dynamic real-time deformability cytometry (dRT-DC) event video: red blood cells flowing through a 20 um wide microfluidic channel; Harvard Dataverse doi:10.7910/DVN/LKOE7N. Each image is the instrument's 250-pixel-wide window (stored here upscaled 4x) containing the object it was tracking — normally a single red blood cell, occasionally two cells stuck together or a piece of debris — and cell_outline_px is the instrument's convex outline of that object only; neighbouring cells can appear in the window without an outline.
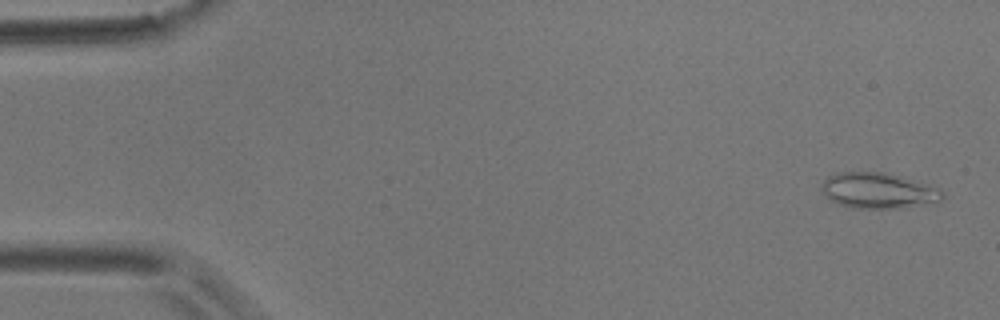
{"species": "common noctule bat (a hibernating species)", "species_latin": "Nyctalus noctula", "temperature_condition": "room temperature", "stored_images_in_passage": 56, "camera_frame_rate_fps": 3000, "um_per_image_px": 0.085, "animal": {"sex": "male", "body_mass_g": 17.9}, "frame": {"image": 1, "passage_image": 2, "time_ms": 0.333, "image_size_px": [1000, 320], "cell_outline_px": [[944, 196], [936, 204], [900, 208], [852, 208], [840, 204], [832, 200], [824, 192], [820, 184], [828, 176], [836, 172], [884, 172], [940, 188], [944, 192]], "centroid_in_image_um": [74.7, 16.21], "position_along_channel_um": 10.3, "area_um2": 25.14}}
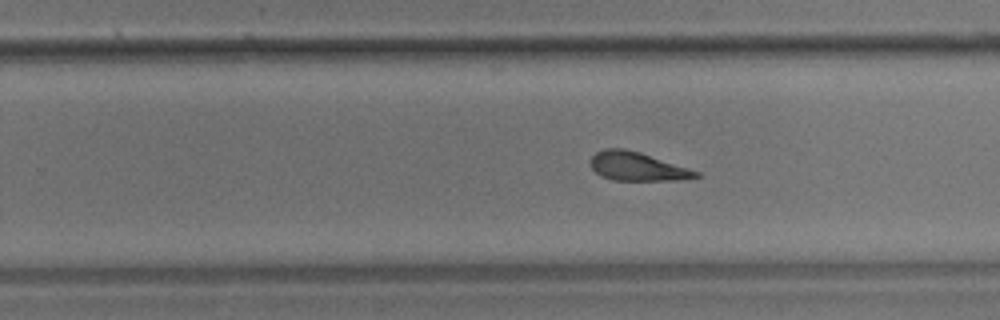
{"frame": {"image": 2, "passage_image": 35, "time_ms": 11.333, "image_size_px": [1000, 320], "cell_outline_px": [[700, 176], [680, 180], [612, 180], [600, 176], [592, 168], [592, 156], [596, 152], [604, 148], [624, 148], [640, 152], [700, 172]], "centroid_in_image_um": [54.16, 14.15], "position_along_channel_um": 275.6, "area_um2": 17.46}}
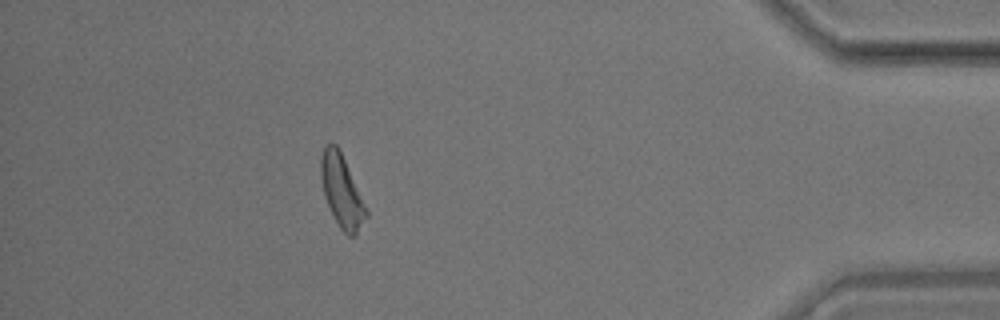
{"frame": {"image": 3, "passage_image": 50, "time_ms": 16.333, "image_size_px": [1000, 320], "cell_outline_px": [[368, 216], [356, 232], [352, 236], [348, 236], [340, 228], [324, 196], [320, 176], [320, 156], [324, 144], [336, 144], [344, 160], [368, 212]], "centroid_in_image_um": [29.01, 16.22], "position_along_channel_um": 406.2, "area_um2": 18.44}, "authors_computed_cell_mechanics": {"area_um2": 18.8139, "velocity_mm_per_s": 3.5734, "shape_relaxation_time_tau1_ms": 6.2781, "shape_relaxation_time_tau2_ms": 1.3133, "deformation_change_tau1": 0.1672, "deformation_change_tau2": 0.0986}}